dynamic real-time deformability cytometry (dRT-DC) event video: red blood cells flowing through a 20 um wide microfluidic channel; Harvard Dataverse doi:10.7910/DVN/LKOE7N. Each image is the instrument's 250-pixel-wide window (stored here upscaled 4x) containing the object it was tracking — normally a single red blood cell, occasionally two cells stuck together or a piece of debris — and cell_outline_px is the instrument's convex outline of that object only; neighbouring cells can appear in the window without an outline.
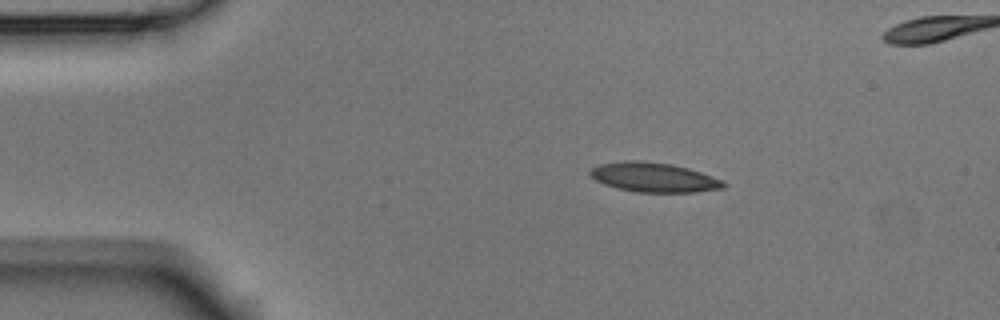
{"species": "Egyptian fruit bat (a non-hibernating species)", "species_latin": "Rousettus aegyptiacus", "temperature_condition": "room temperature", "stored_images_in_passage": 6, "camera_frame_rate_fps": 3000, "um_per_image_px": 0.085, "animal": {"sex": "male"}, "frame": {"image": 1, "passage_image": 2, "time_ms": 0.333, "image_size_px": [1000, 320], "cell_outline_px": [[728, 184], [724, 188], [696, 192], [636, 192], [616, 188], [604, 184], [596, 180], [588, 172], [592, 168], [600, 164], [624, 160], [640, 160], [672, 164], [688, 168], [724, 180]], "centroid_in_image_um": [55.6, 15.07], "position_along_channel_um": 29.4, "area_um2": 23.06}}
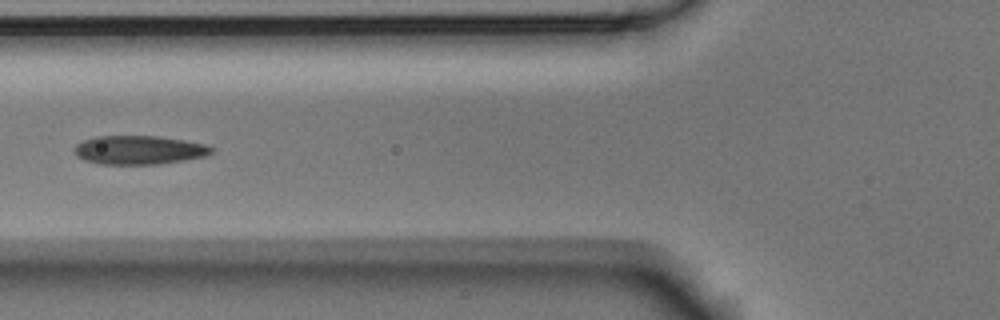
{"frame": {"image": 2, "passage_image": 5, "time_ms": 1.333, "image_size_px": [1000, 320], "cell_outline_px": [[212, 152], [204, 156], [184, 160], [156, 164], [100, 164], [84, 160], [76, 156], [72, 152], [72, 148], [76, 144], [84, 140], [96, 136], [160, 136], [184, 140], [204, 144], [212, 148]], "centroid_in_image_um": [11.74, 12.74], "position_along_channel_um": 114.1, "area_um2": 23.0}}
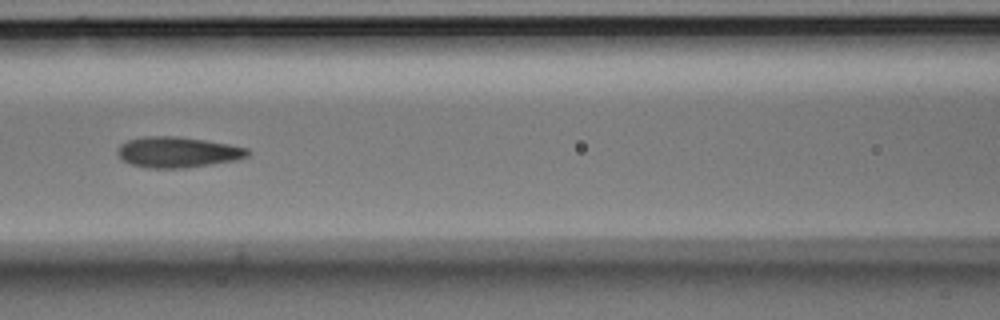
{"frame": {"image": 3, "passage_image": 6, "time_ms": 1.667, "image_size_px": [1000, 320], "cell_outline_px": [[252, 152], [248, 156], [236, 160], [188, 168], [148, 168], [132, 164], [124, 160], [116, 152], [120, 144], [128, 140], [144, 136], [176, 136], [204, 140], [228, 144], [248, 148]], "centroid_in_image_um": [15.12, 12.93], "position_along_channel_um": 151.5, "area_um2": 23.29}}